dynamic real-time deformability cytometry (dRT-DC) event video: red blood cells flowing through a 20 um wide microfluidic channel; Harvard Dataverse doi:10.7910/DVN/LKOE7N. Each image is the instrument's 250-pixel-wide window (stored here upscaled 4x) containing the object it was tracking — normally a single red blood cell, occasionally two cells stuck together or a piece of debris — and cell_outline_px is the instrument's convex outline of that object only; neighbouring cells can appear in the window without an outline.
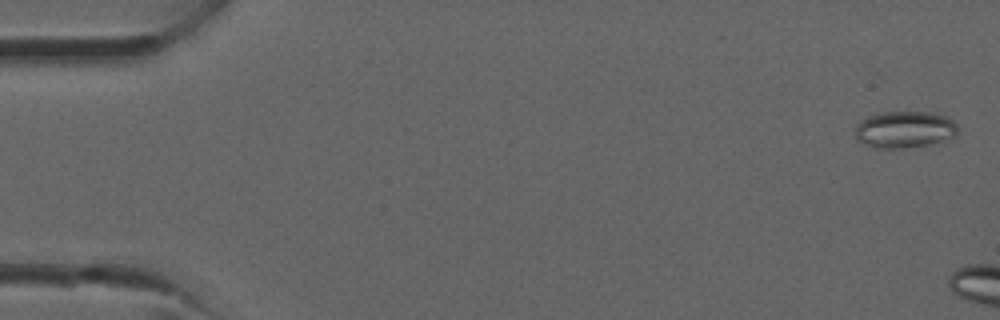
{"species": "common noctule bat (a hibernating species)", "species_latin": "Nyctalus noctula", "temperature_condition": "room temperature", "stored_images_in_passage": 4, "camera_frame_rate_fps": 3000, "um_per_image_px": 0.085, "animal": {"sex": "male", "forearm_length_mm": 52.5}, "frame": {"image": 1, "passage_image": 1, "time_ms": 0.0, "image_size_px": [1000, 320], "cell_outline_px": [[956, 132], [952, 136], [928, 144], [900, 148], [876, 148], [856, 140], [856, 128], [860, 120], [868, 116], [884, 112], [928, 112], [948, 116], [956, 124]], "centroid_in_image_um": [76.84, 10.99], "position_along_channel_um": 8.2, "area_um2": 21.56}}